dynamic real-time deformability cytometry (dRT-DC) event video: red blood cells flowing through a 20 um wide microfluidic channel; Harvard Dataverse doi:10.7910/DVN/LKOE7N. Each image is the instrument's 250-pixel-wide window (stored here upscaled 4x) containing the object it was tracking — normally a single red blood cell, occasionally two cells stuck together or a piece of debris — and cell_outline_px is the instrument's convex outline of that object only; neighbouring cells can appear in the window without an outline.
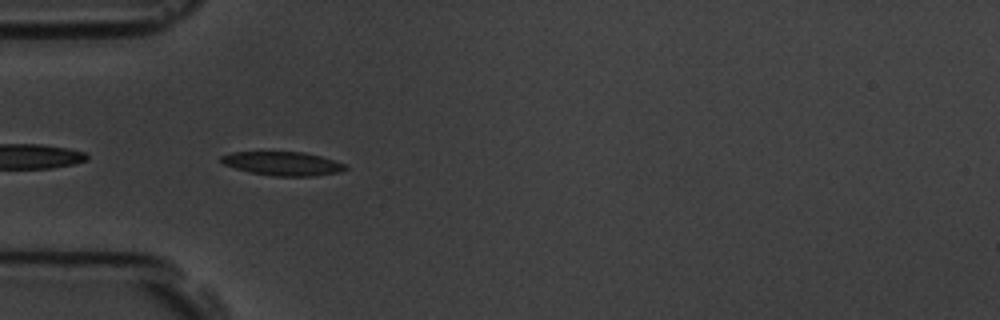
{"species": "common noctule bat (a hibernating species)", "species_latin": "Nyctalus noctula", "temperature_condition": "room temperature", "stored_images_in_passage": 5, "camera_frame_rate_fps": 3000, "um_per_image_px": 0.085, "animal": {"sex": "male", "body_mass_g": 19.5, "forearm_length_mm": 54.6}, "frame": {"image": 1, "passage_image": 4, "time_ms": 3.667, "image_size_px": [1000, 320], "cell_outline_px": [[348, 168], [340, 172], [312, 176], [276, 176], [248, 172], [224, 164], [220, 160], [220, 156], [232, 152], [304, 152], [320, 156], [344, 164]], "centroid_in_image_um": [24.01, 13.9], "position_along_channel_um": 61.0, "area_um2": 17.05}}
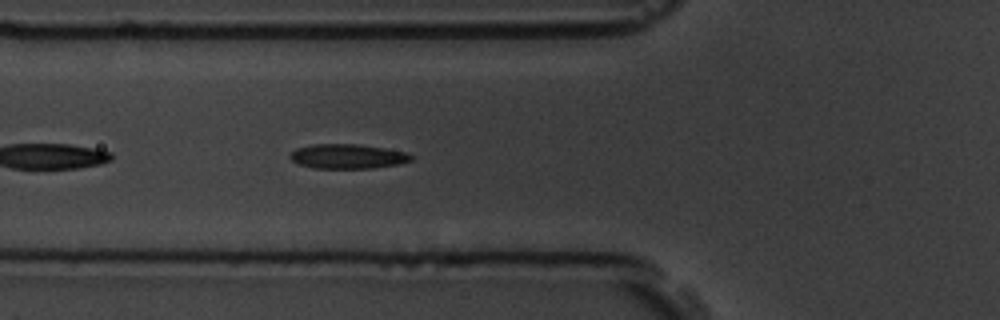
{"frame": {"image": 2, "passage_image": 5, "time_ms": 4.667, "image_size_px": [1000, 320], "cell_outline_px": [[412, 160], [396, 164], [368, 168], [312, 168], [300, 164], [292, 160], [288, 156], [296, 148], [312, 144], [360, 144], [408, 152], [412, 156]], "centroid_in_image_um": [29.52, 13.28], "position_along_channel_um": 96.3, "area_um2": 17.22}}